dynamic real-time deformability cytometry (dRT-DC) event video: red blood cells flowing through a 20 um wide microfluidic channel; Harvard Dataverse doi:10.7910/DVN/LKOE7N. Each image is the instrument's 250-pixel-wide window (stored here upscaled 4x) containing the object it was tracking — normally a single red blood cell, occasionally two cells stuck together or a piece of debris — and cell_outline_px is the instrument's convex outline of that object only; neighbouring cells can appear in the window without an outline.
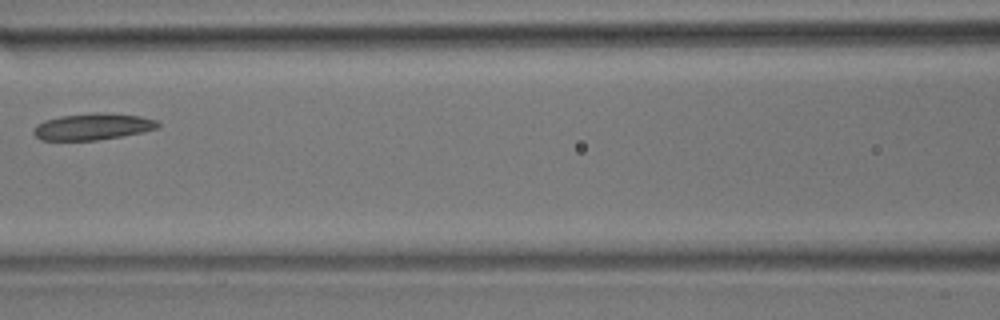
{"species": "common noctule bat (a hibernating species)", "species_latin": "Nyctalus noctula", "temperature_condition": "room temperature", "stored_images_in_passage": 4, "camera_frame_rate_fps": 3000, "um_per_image_px": 0.085, "animal": {"sex": "male", "body_mass_g": 17.9}, "frame": {"image": 1, "passage_image": 4, "time_ms": 1.0, "image_size_px": [1000, 320], "cell_outline_px": [[160, 128], [144, 132], [96, 140], [40, 140], [32, 132], [36, 124], [44, 120], [60, 116], [92, 112], [100, 112], [140, 116], [156, 120], [160, 124]], "centroid_in_image_um": [7.88, 10.75], "position_along_channel_um": 158.7, "area_um2": 19.36}}